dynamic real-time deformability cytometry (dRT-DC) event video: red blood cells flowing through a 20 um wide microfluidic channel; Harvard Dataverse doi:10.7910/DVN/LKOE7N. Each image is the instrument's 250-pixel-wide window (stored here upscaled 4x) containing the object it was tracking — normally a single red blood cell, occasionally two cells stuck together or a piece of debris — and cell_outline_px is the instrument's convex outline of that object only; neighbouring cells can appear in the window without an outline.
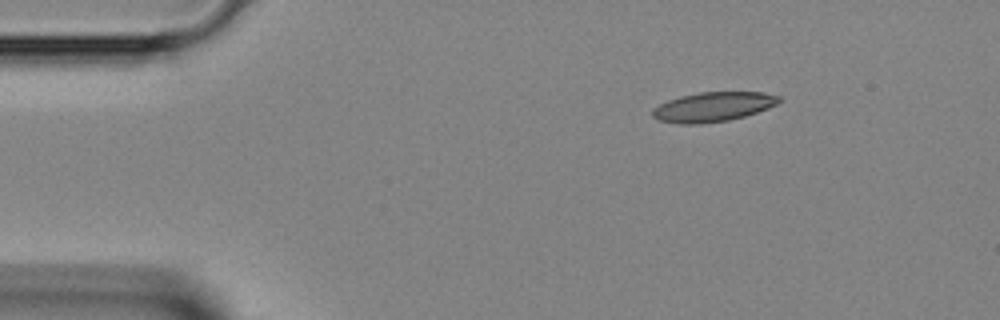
{"species": "Egyptian fruit bat (a non-hibernating species)", "species_latin": "Rousettus aegyptiacus", "temperature_condition": "room temperature", "stored_images_in_passage": 40, "segment_of_instrument_passage": [1, 2], "camera_frame_rate_fps": 3000, "um_per_image_px": 0.085, "animal": {"sex": "female"}, "frame": {"image": 1, "passage_image": 1, "time_ms": 0.0, "image_size_px": [1000, 320], "cell_outline_px": [[780, 100], [776, 104], [768, 108], [744, 116], [728, 120], [700, 124], [676, 124], [660, 120], [652, 116], [652, 108], [668, 100], [680, 96], [700, 92], [764, 92], [780, 96]], "centroid_in_image_um": [60.58, 9.08], "position_along_channel_um": 24.4, "area_um2": 21.73}}